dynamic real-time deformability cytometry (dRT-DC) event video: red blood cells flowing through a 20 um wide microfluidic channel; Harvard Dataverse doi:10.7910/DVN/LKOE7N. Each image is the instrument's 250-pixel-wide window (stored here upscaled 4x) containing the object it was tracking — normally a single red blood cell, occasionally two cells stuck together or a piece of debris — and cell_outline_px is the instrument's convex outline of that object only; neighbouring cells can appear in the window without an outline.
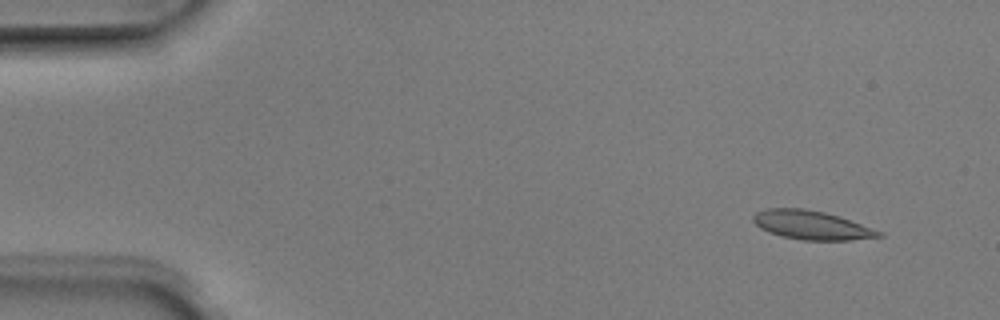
{"species": "Egyptian fruit bat (a non-hibernating species)", "species_latin": "Rousettus aegyptiacus", "temperature_condition": "room temperature", "stored_images_in_passage": 6, "camera_frame_rate_fps": 3000, "um_per_image_px": 0.085, "animal": {"sex": "male"}, "frame": {"image": 1, "passage_image": 1, "time_ms": 0.0, "image_size_px": [1000, 320], "cell_outline_px": [[884, 236], [848, 240], [804, 240], [784, 236], [768, 232], [760, 228], [752, 220], [752, 216], [756, 212], [768, 208], [804, 208], [824, 212], [840, 216], [884, 232]], "centroid_in_image_um": [68.99, 19.12], "position_along_channel_um": 16.0, "area_um2": 21.1}}
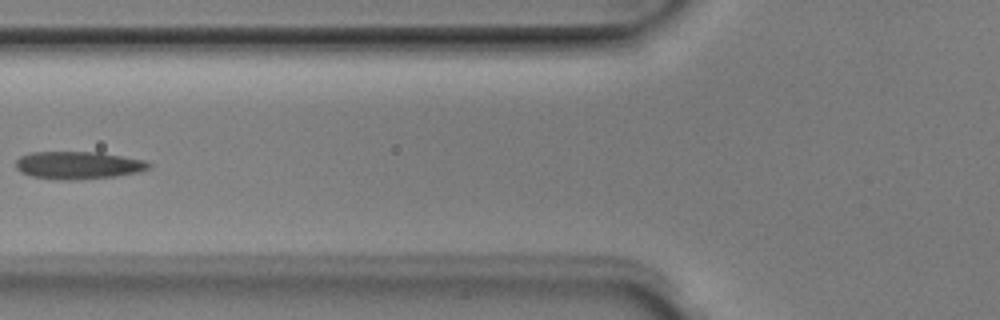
{"frame": {"image": 2, "passage_image": 5, "time_ms": 1.333, "image_size_px": [1000, 320], "cell_outline_px": [[152, 164], [148, 168], [140, 172], [116, 176], [72, 180], [64, 180], [32, 176], [20, 172], [16, 168], [16, 160], [20, 156], [28, 152], [100, 152], [144, 160]], "centroid_in_image_um": [6.64, 14.04], "position_along_channel_um": 119.2, "area_um2": 21.44}}
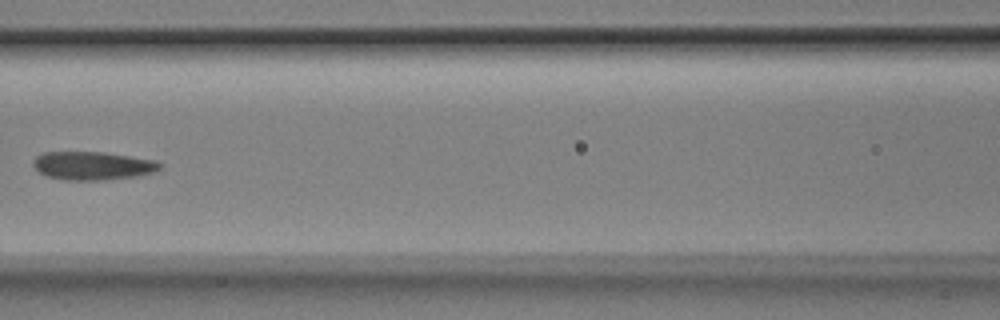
{"frame": {"image": 3, "passage_image": 6, "time_ms": 1.667, "image_size_px": [1000, 320], "cell_outline_px": [[164, 168], [152, 172], [136, 176], [104, 180], [60, 180], [48, 176], [40, 172], [32, 164], [32, 160], [36, 156], [44, 152], [104, 152], [156, 160], [164, 164]], "centroid_in_image_um": [7.9, 14.08], "position_along_channel_um": 158.7, "area_um2": 21.1}}